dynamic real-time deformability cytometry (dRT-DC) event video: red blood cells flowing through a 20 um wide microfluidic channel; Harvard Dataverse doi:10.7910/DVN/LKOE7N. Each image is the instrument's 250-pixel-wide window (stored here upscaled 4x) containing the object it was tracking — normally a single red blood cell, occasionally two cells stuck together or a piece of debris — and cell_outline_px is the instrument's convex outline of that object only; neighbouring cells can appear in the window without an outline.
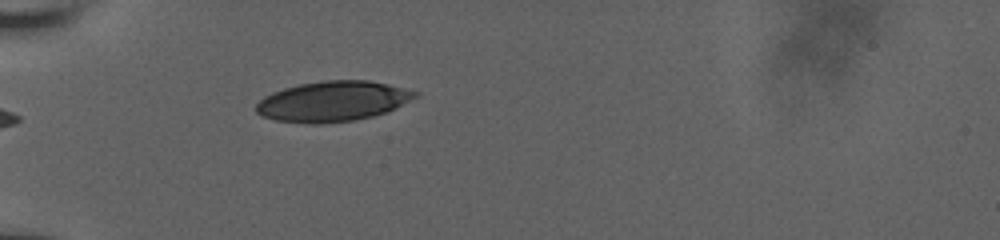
{"species": "human", "species_latin": "Homo sapiens", "temperature_condition": "room temperature", "stored_images_in_passage": 21, "camera_frame_rate_fps": 3000, "um_per_image_px": 0.085, "donor": {"sex": "male"}, "frame": {"image": 1, "passage_image": 1, "time_ms": 0.0, "image_size_px": [1000, 240], "cell_outline_px": [[420, 92], [416, 96], [388, 112], [372, 116], [352, 120], [320, 124], [312, 124], [276, 120], [260, 116], [256, 112], [256, 104], [264, 96], [272, 92], [284, 88], [300, 84], [324, 80], [368, 80]], "centroid_in_image_um": [28.24, 8.61], "position_along_channel_um": 56.8, "area_um2": 37.11}}
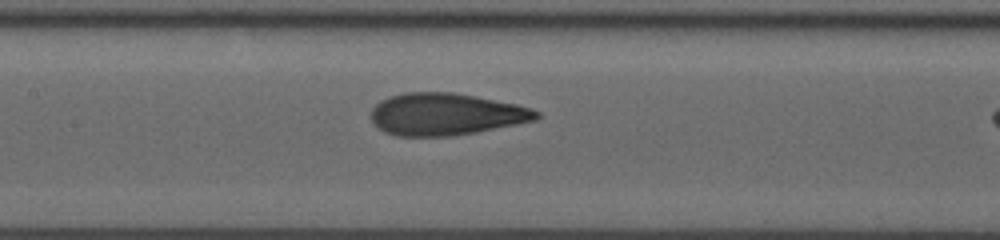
{"frame": {"image": 2, "passage_image": 11, "time_ms": 2.0, "image_size_px": [1000, 240], "cell_outline_px": [[540, 116], [536, 120], [476, 132], [448, 136], [400, 136], [384, 132], [372, 120], [372, 108], [380, 100], [404, 92], [452, 92], [476, 96], [516, 104], [532, 108], [540, 112]], "centroid_in_image_um": [37.91, 9.7], "position_along_channel_um": 169.5, "area_um2": 40.34}}
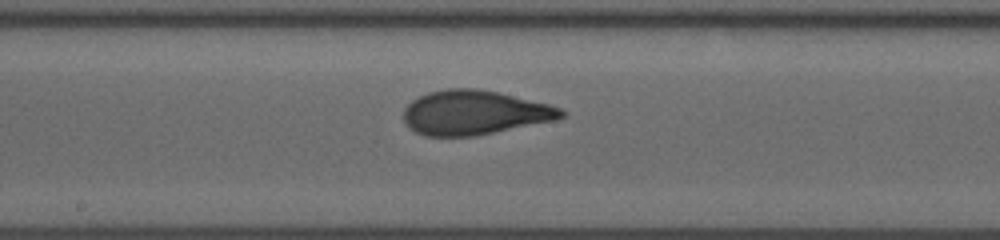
{"frame": {"image": 3, "passage_image": 17, "time_ms": 3.0, "image_size_px": [1000, 240], "cell_outline_px": [[568, 112], [564, 116], [556, 120], [476, 136], [424, 136], [416, 132], [404, 120], [404, 108], [412, 100], [428, 92], [444, 88], [476, 88], [496, 92], [548, 104], [560, 108]], "centroid_in_image_um": [40.33, 9.57], "position_along_channel_um": 207.9, "area_um2": 40.63}}